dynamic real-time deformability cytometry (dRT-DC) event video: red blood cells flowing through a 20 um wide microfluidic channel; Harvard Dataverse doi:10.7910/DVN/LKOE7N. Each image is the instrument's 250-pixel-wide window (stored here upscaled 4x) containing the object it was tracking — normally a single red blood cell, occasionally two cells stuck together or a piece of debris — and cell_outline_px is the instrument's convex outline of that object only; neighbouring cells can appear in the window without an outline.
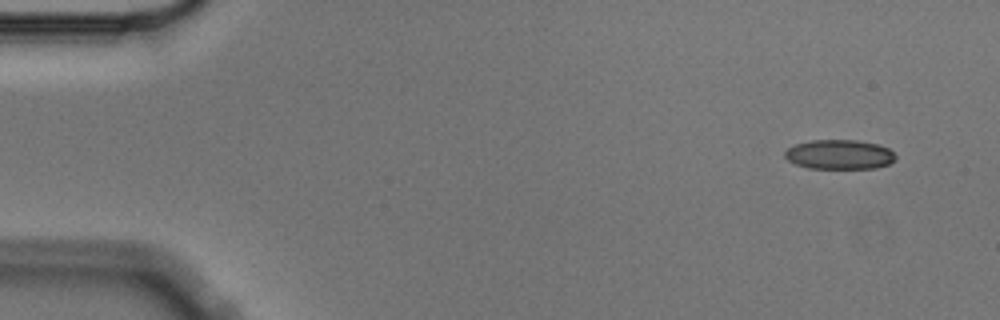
{"species": "Egyptian fruit bat (a non-hibernating species)", "species_latin": "Rousettus aegyptiacus", "temperature_condition": "cold", "stored_images_in_passage": 5, "camera_frame_rate_fps": 3000, "um_per_image_px": 0.085, "animal": {"sex": "male"}, "frame": {"image": 1, "passage_image": 1, "time_ms": 0.0, "image_size_px": [1000, 320], "cell_outline_px": [[896, 160], [888, 164], [876, 168], [808, 168], [796, 164], [788, 160], [784, 156], [784, 152], [788, 148], [796, 144], [812, 140], [856, 140], [880, 144], [888, 148], [896, 156]], "centroid_in_image_um": [71.36, 13.13], "position_along_channel_um": 13.6, "area_um2": 19.07}}